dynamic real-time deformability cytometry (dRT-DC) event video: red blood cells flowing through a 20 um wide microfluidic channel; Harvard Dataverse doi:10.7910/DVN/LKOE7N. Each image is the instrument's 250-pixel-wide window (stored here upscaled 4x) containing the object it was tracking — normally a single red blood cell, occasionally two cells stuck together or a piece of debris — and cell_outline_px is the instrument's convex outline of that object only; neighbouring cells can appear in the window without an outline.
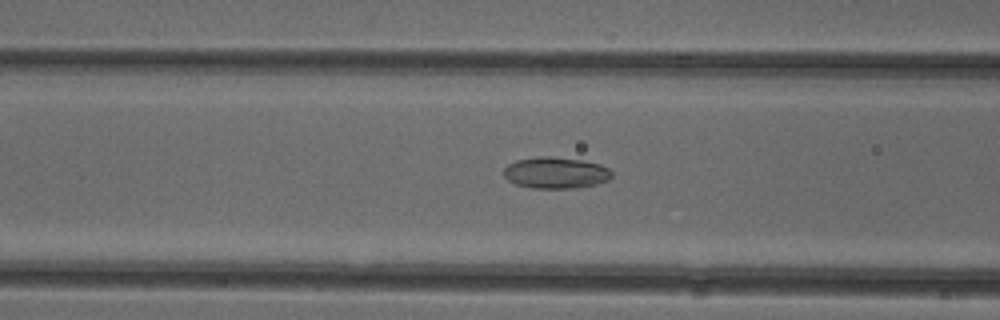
{"species": "common noctule bat (a hibernating species)", "species_latin": "Nyctalus noctula", "temperature_condition": "cold", "stored_images_in_passage": 38, "camera_frame_rate_fps": 3000, "um_per_image_px": 0.085, "animal": {"sex": "female"}, "frame": {"image": 1, "passage_image": 7, "time_ms": 2.0, "image_size_px": [1000, 320], "cell_outline_px": [[612, 176], [608, 180], [596, 184], [576, 188], [532, 188], [516, 184], [508, 180], [504, 176], [504, 168], [508, 164], [516, 160], [540, 156], [552, 156], [580, 160], [600, 164], [608, 168], [612, 172]], "centroid_in_image_um": [47.23, 14.68], "position_along_channel_um": 119.4, "area_um2": 19.77}}
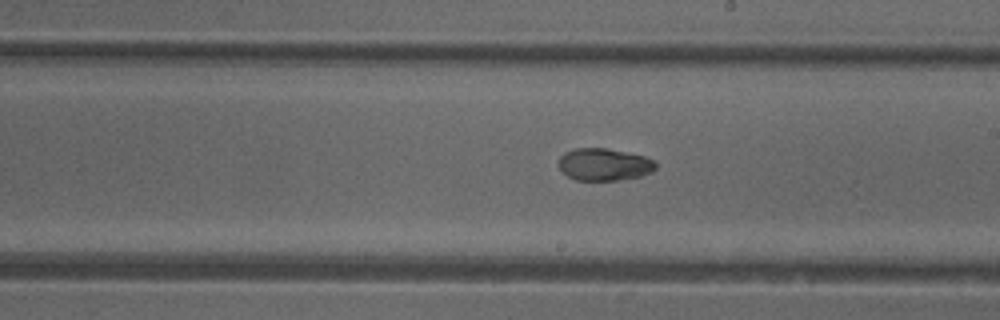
{"frame": {"image": 2, "passage_image": 16, "time_ms": 5.0, "image_size_px": [1000, 320], "cell_outline_px": [[656, 168], [652, 172], [640, 176], [616, 180], [576, 180], [568, 176], [560, 168], [560, 156], [564, 152], [576, 148], [604, 148], [644, 156], [652, 160], [656, 164]], "centroid_in_image_um": [51.35, 13.98], "position_along_channel_um": 237.7, "area_um2": 17.98}}
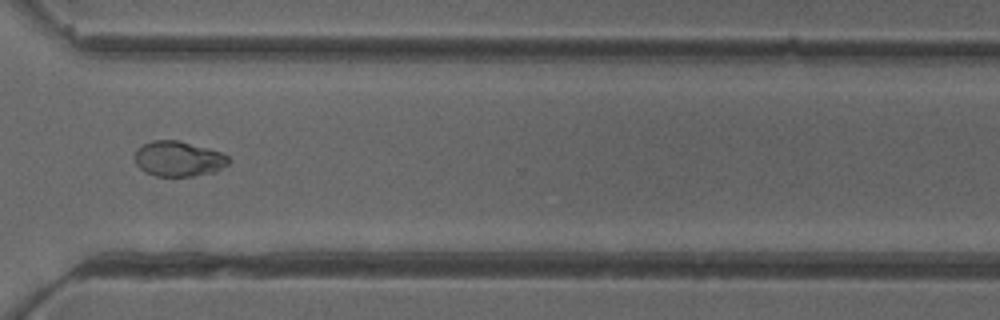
{"frame": {"image": 3, "passage_image": 25, "time_ms": 8.0, "image_size_px": [1000, 320], "cell_outline_px": [[232, 160], [228, 164], [216, 172], [192, 176], [156, 176], [144, 172], [136, 164], [136, 148], [152, 140], [176, 140], [208, 148], [220, 152], [228, 156]], "centroid_in_image_um": [15.19, 13.51], "position_along_channel_um": 355.4, "area_um2": 19.31}, "authors_computed_cell_mechanics": {"area_um2": 19.2185, "velocity_mm_per_s": 3.9332, "shape_relaxation_time_tau1_ms": 3.8464, "shape_relaxation_time_tau2_ms": 2.0275, "deformation_change_tau1": 0.1154, "deformation_change_tau2": 0.0403}}